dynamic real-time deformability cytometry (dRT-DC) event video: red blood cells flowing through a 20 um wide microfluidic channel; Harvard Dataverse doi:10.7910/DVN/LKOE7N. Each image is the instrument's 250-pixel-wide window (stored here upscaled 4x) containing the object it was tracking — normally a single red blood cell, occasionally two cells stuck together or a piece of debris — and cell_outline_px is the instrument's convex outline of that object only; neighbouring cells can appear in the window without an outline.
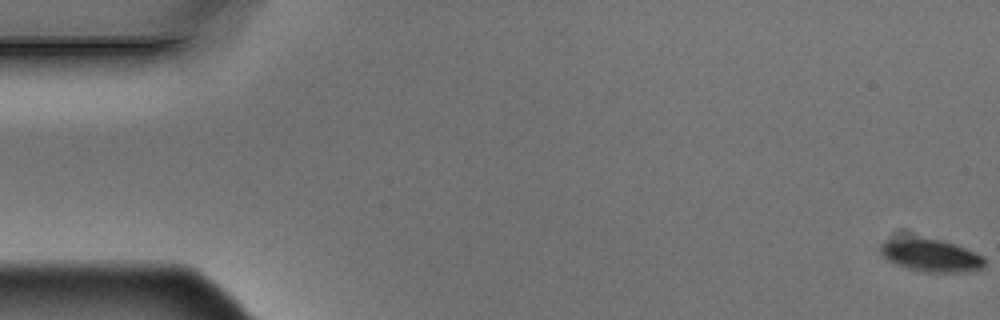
{"species": "Egyptian fruit bat (a non-hibernating species)", "species_latin": "Rousettus aegyptiacus", "temperature_condition": "warm", "stored_images_in_passage": 8, "camera_frame_rate_fps": 3000, "um_per_image_px": 0.085, "animal": {"sex": "male"}, "frame": {"image": 1, "passage_image": 1, "time_ms": 0.0, "image_size_px": [1000, 320], "cell_outline_px": [[984, 264], [980, 268], [960, 272], [928, 272], [908, 268], [896, 264], [880, 256], [880, 244], [884, 240], [940, 240], [964, 248], [984, 256]], "centroid_in_image_um": [79.1, 21.74], "position_along_channel_um": 5.9, "area_um2": 18.9}}
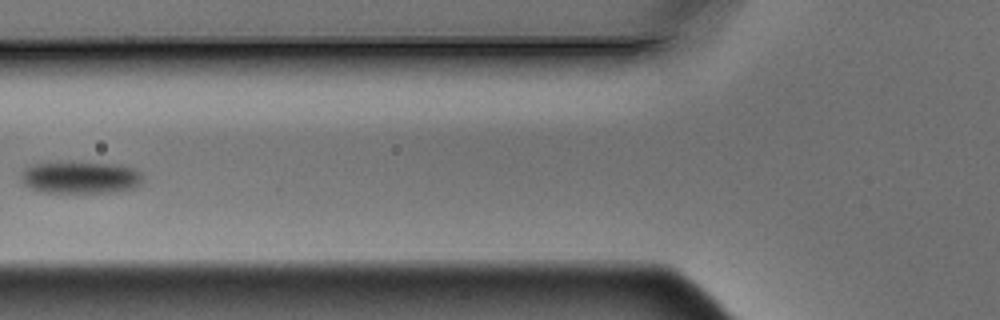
{"frame": {"image": 2, "passage_image": 6, "time_ms": 1.667, "image_size_px": [1000, 320], "cell_outline_px": [[144, 180], [136, 188], [116, 192], [40, 192], [28, 188], [20, 180], [20, 176], [24, 168], [32, 164], [108, 164], [132, 168], [140, 172]], "centroid_in_image_um": [6.82, 15.13], "position_along_channel_um": 119.0, "area_um2": 22.31}}
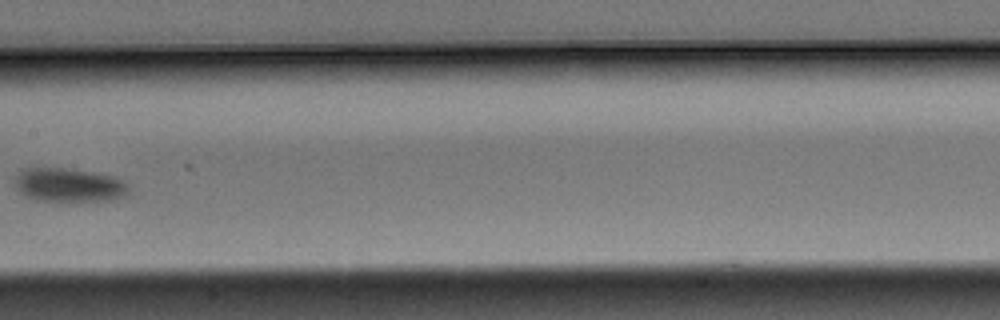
{"frame": {"image": 3, "passage_image": 8, "time_ms": 2.333, "image_size_px": [1000, 320], "cell_outline_px": [[128, 192], [124, 196], [112, 200], [60, 204], [36, 200], [20, 192], [16, 188], [12, 180], [24, 168], [68, 168], [112, 176], [124, 180], [128, 184]], "centroid_in_image_um": [5.84, 15.78], "position_along_channel_um": 201.6, "area_um2": 23.29}}